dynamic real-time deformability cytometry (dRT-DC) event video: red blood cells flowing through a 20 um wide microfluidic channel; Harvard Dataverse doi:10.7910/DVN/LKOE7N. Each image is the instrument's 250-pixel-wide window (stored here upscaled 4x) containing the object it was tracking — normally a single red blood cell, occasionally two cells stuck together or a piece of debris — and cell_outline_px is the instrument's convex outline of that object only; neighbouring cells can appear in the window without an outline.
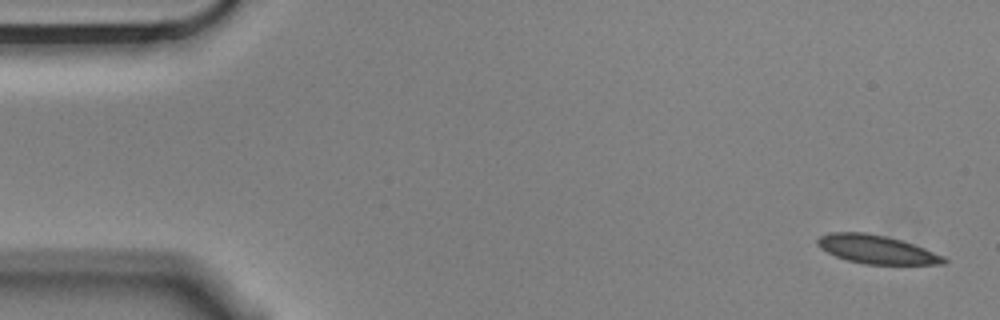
{"species": "Egyptian fruit bat (a non-hibernating species)", "species_latin": "Rousettus aegyptiacus", "temperature_condition": "cold", "stored_images_in_passage": 5, "camera_frame_rate_fps": 3000, "um_per_image_px": 0.085, "animal": {"sex": "male"}, "frame": {"image": 1, "passage_image": 1, "time_ms": 0.0, "image_size_px": [1000, 320], "cell_outline_px": [[948, 260], [944, 264], [864, 264], [848, 260], [836, 256], [820, 248], [816, 244], [816, 240], [820, 236], [832, 232], [864, 232], [884, 236], [900, 240], [924, 248], [944, 256]], "centroid_in_image_um": [74.49, 21.2], "position_along_channel_um": 10.5, "area_um2": 20.75}}
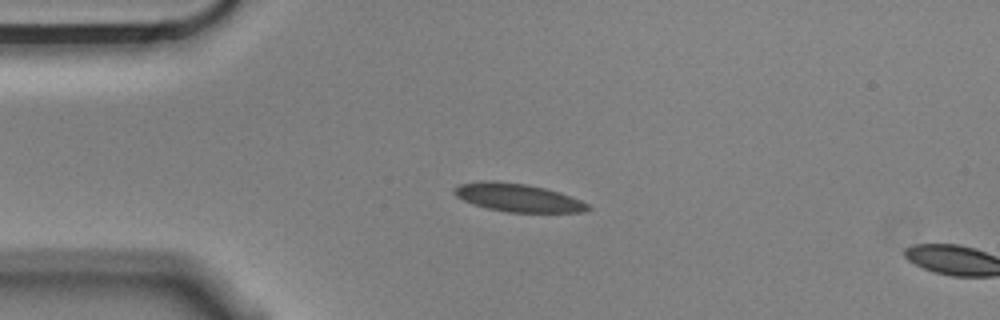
{"frame": {"image": 2, "passage_image": 4, "time_ms": 1.0, "image_size_px": [1000, 320], "cell_outline_px": [[592, 208], [584, 212], [508, 212], [488, 208], [464, 200], [456, 196], [452, 192], [452, 188], [460, 184], [480, 180], [492, 180], [524, 184], [544, 188], [560, 192], [580, 200], [588, 204]], "centroid_in_image_um": [44.0, 16.79], "position_along_channel_um": 41.0, "area_um2": 21.79}}